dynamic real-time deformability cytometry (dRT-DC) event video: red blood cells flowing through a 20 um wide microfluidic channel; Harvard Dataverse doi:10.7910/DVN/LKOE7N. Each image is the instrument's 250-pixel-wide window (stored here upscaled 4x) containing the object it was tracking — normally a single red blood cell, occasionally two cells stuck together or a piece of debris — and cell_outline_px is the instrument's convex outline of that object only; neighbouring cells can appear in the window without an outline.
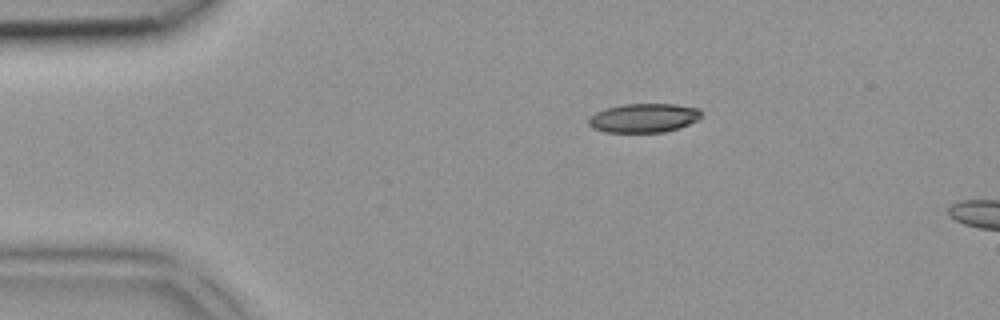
{"species": "common noctule bat (a hibernating species)", "species_latin": "Nyctalus noctula", "temperature_condition": "room temperature", "stored_images_in_passage": 2, "camera_frame_rate_fps": 3000, "um_per_image_px": 0.085, "animal": {"sex": "female", "body_mass_g": 18.4}, "frame": {"image": 1, "passage_image": 1, "time_ms": 0.0, "image_size_px": [1000, 320], "cell_outline_px": [[700, 116], [696, 120], [680, 128], [664, 132], [604, 132], [592, 128], [588, 124], [588, 116], [596, 112], [608, 108], [624, 104], [676, 104], [700, 108]], "centroid_in_image_um": [54.69, 10.03], "position_along_channel_um": 30.3, "area_um2": 19.07}}